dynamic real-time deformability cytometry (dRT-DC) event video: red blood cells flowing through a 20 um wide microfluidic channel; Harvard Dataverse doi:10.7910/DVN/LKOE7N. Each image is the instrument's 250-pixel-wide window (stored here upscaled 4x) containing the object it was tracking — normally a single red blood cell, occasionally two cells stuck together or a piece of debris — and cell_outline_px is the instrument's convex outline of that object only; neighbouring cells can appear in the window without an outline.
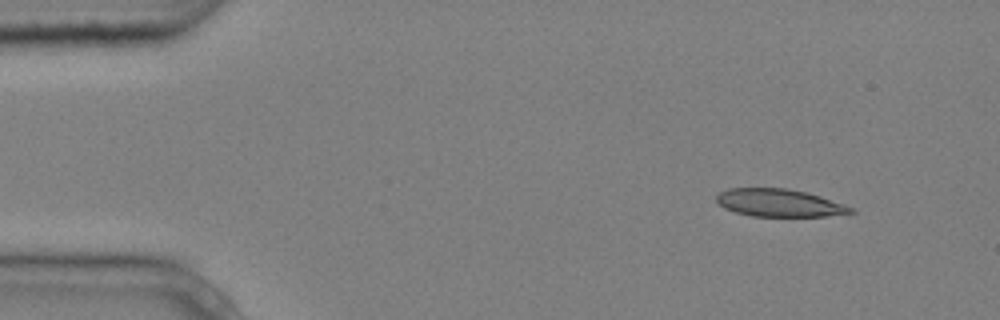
{"species": "common noctule bat (a hibernating species)", "species_latin": "Nyctalus noctula", "temperature_condition": "cold", "stored_images_in_passage": 4, "camera_frame_rate_fps": 3000, "um_per_image_px": 0.085, "animal": {"sex": "male", "body_mass_g": 20.4}, "frame": {"image": 1, "passage_image": 1, "time_ms": 0.0, "image_size_px": [1000, 320], "cell_outline_px": [[856, 212], [824, 216], [752, 216], [736, 212], [724, 208], [716, 200], [716, 196], [720, 192], [728, 188], [788, 188], [808, 192], [844, 204], [852, 208]], "centroid_in_image_um": [66.23, 17.23], "position_along_channel_um": 18.8, "area_um2": 21.56}}
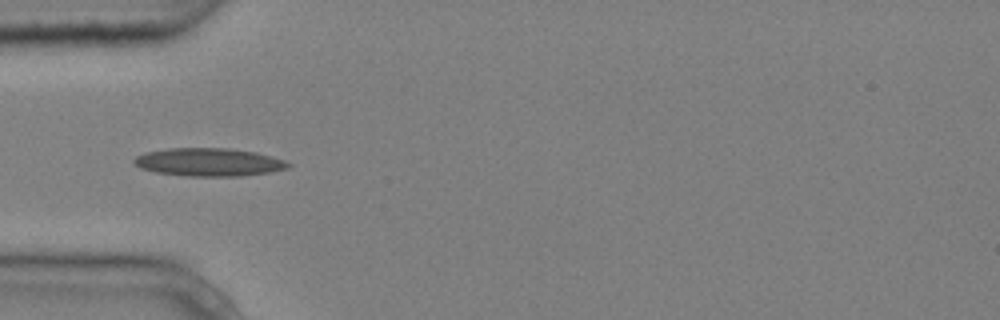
{"frame": {"image": 2, "passage_image": 4, "time_ms": 1.0, "image_size_px": [1000, 320], "cell_outline_px": [[292, 164], [288, 168], [268, 172], [240, 176], [184, 176], [156, 172], [140, 168], [132, 164], [132, 160], [136, 156], [144, 152], [172, 148], [228, 148], [256, 152], [272, 156], [284, 160]], "centroid_in_image_um": [17.72, 13.78], "position_along_channel_um": 67.3, "area_um2": 25.32}}